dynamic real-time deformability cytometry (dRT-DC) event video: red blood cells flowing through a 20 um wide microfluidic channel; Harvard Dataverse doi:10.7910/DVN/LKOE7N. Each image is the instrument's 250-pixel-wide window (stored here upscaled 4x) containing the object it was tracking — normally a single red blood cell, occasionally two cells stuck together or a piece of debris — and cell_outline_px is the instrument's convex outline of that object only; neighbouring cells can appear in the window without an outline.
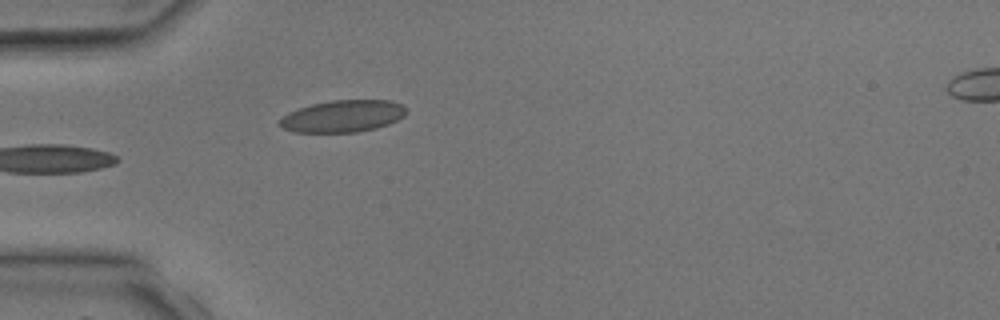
{"species": "common noctule bat (a hibernating species)", "species_latin": "Nyctalus noctula", "temperature_condition": "room temperature", "stored_images_in_passage": 4, "camera_frame_rate_fps": 3000, "um_per_image_px": 0.085, "animal": {"sex": "male", "body_mass_g": 17.9, "forearm_length_mm": 54.2}, "frame": {"image": 1, "passage_image": 3, "time_ms": 2.667, "image_size_px": [1000, 320], "cell_outline_px": [[408, 112], [404, 116], [388, 124], [376, 128], [356, 132], [296, 132], [284, 128], [276, 124], [288, 112], [312, 104], [332, 100], [388, 100], [400, 104], [408, 108]], "centroid_in_image_um": [29.16, 9.87], "position_along_channel_um": 55.8, "area_um2": 23.52}}